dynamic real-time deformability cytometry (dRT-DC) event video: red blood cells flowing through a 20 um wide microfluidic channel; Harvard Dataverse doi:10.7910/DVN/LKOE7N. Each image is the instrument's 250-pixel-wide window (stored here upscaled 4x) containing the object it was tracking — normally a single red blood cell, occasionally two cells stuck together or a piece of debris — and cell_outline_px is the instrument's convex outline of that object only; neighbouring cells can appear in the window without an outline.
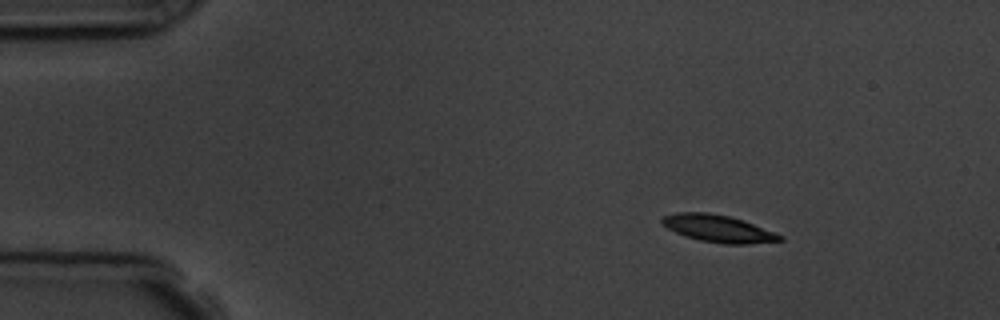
{"species": "common noctule bat (a hibernating species)", "species_latin": "Nyctalus noctula", "temperature_condition": "room temperature", "stored_images_in_passage": 4, "camera_frame_rate_fps": 3000, "um_per_image_px": 0.085, "animal": {"sex": "male", "body_mass_g": 19.5, "forearm_length_mm": 54.6}, "frame": {"image": 1, "passage_image": 2, "time_ms": 1.0, "image_size_px": [1000, 320], "cell_outline_px": [[784, 240], [748, 244], [724, 244], [700, 240], [676, 232], [668, 228], [660, 220], [664, 216], [676, 212], [708, 212], [728, 216], [744, 220], [784, 236]], "centroid_in_image_um": [61.08, 19.42], "position_along_channel_um": 23.9, "area_um2": 18.5}}